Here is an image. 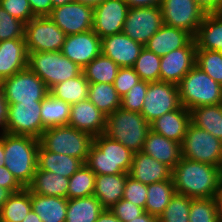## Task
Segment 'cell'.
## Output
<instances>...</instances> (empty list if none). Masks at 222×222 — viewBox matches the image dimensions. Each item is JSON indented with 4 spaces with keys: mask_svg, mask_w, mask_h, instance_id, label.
Returning <instances> with one entry per match:
<instances>
[{
    "mask_svg": "<svg viewBox=\"0 0 222 222\" xmlns=\"http://www.w3.org/2000/svg\"><path fill=\"white\" fill-rule=\"evenodd\" d=\"M221 171L218 166L182 157L172 170L176 193L192 199L214 198L220 189Z\"/></svg>",
    "mask_w": 222,
    "mask_h": 222,
    "instance_id": "obj_1",
    "label": "cell"
},
{
    "mask_svg": "<svg viewBox=\"0 0 222 222\" xmlns=\"http://www.w3.org/2000/svg\"><path fill=\"white\" fill-rule=\"evenodd\" d=\"M38 138L4 132L5 167L26 188L37 169Z\"/></svg>",
    "mask_w": 222,
    "mask_h": 222,
    "instance_id": "obj_2",
    "label": "cell"
},
{
    "mask_svg": "<svg viewBox=\"0 0 222 222\" xmlns=\"http://www.w3.org/2000/svg\"><path fill=\"white\" fill-rule=\"evenodd\" d=\"M133 154L122 143L103 133L94 137L85 164L95 175L129 173Z\"/></svg>",
    "mask_w": 222,
    "mask_h": 222,
    "instance_id": "obj_3",
    "label": "cell"
},
{
    "mask_svg": "<svg viewBox=\"0 0 222 222\" xmlns=\"http://www.w3.org/2000/svg\"><path fill=\"white\" fill-rule=\"evenodd\" d=\"M150 130V124L139 112L120 107L107 116L104 134L136 153L143 150L144 141Z\"/></svg>",
    "mask_w": 222,
    "mask_h": 222,
    "instance_id": "obj_4",
    "label": "cell"
},
{
    "mask_svg": "<svg viewBox=\"0 0 222 222\" xmlns=\"http://www.w3.org/2000/svg\"><path fill=\"white\" fill-rule=\"evenodd\" d=\"M177 86L181 105L189 111L200 106L222 103V86L196 65Z\"/></svg>",
    "mask_w": 222,
    "mask_h": 222,
    "instance_id": "obj_5",
    "label": "cell"
},
{
    "mask_svg": "<svg viewBox=\"0 0 222 222\" xmlns=\"http://www.w3.org/2000/svg\"><path fill=\"white\" fill-rule=\"evenodd\" d=\"M94 137L69 125L46 129L39 138L47 151L64 154L86 163Z\"/></svg>",
    "mask_w": 222,
    "mask_h": 222,
    "instance_id": "obj_6",
    "label": "cell"
},
{
    "mask_svg": "<svg viewBox=\"0 0 222 222\" xmlns=\"http://www.w3.org/2000/svg\"><path fill=\"white\" fill-rule=\"evenodd\" d=\"M27 67L46 84L49 90L54 85L77 77L83 72L61 51L30 52Z\"/></svg>",
    "mask_w": 222,
    "mask_h": 222,
    "instance_id": "obj_7",
    "label": "cell"
},
{
    "mask_svg": "<svg viewBox=\"0 0 222 222\" xmlns=\"http://www.w3.org/2000/svg\"><path fill=\"white\" fill-rule=\"evenodd\" d=\"M5 104L42 102L50 93L46 84L28 67L0 81Z\"/></svg>",
    "mask_w": 222,
    "mask_h": 222,
    "instance_id": "obj_8",
    "label": "cell"
},
{
    "mask_svg": "<svg viewBox=\"0 0 222 222\" xmlns=\"http://www.w3.org/2000/svg\"><path fill=\"white\" fill-rule=\"evenodd\" d=\"M182 157L218 166L222 169V141L192 123L181 143Z\"/></svg>",
    "mask_w": 222,
    "mask_h": 222,
    "instance_id": "obj_9",
    "label": "cell"
},
{
    "mask_svg": "<svg viewBox=\"0 0 222 222\" xmlns=\"http://www.w3.org/2000/svg\"><path fill=\"white\" fill-rule=\"evenodd\" d=\"M4 131L14 135H28L40 138L46 130L42 125V102H22L17 104H5Z\"/></svg>",
    "mask_w": 222,
    "mask_h": 222,
    "instance_id": "obj_10",
    "label": "cell"
},
{
    "mask_svg": "<svg viewBox=\"0 0 222 222\" xmlns=\"http://www.w3.org/2000/svg\"><path fill=\"white\" fill-rule=\"evenodd\" d=\"M66 36L49 17H34L25 24L28 53L61 51Z\"/></svg>",
    "mask_w": 222,
    "mask_h": 222,
    "instance_id": "obj_11",
    "label": "cell"
},
{
    "mask_svg": "<svg viewBox=\"0 0 222 222\" xmlns=\"http://www.w3.org/2000/svg\"><path fill=\"white\" fill-rule=\"evenodd\" d=\"M177 84L170 82H149L141 115L150 124L164 114L181 107Z\"/></svg>",
    "mask_w": 222,
    "mask_h": 222,
    "instance_id": "obj_12",
    "label": "cell"
},
{
    "mask_svg": "<svg viewBox=\"0 0 222 222\" xmlns=\"http://www.w3.org/2000/svg\"><path fill=\"white\" fill-rule=\"evenodd\" d=\"M159 7L164 25L186 30L193 37L206 15L195 0H162Z\"/></svg>",
    "mask_w": 222,
    "mask_h": 222,
    "instance_id": "obj_13",
    "label": "cell"
},
{
    "mask_svg": "<svg viewBox=\"0 0 222 222\" xmlns=\"http://www.w3.org/2000/svg\"><path fill=\"white\" fill-rule=\"evenodd\" d=\"M163 24L160 7L129 8L122 32L144 46Z\"/></svg>",
    "mask_w": 222,
    "mask_h": 222,
    "instance_id": "obj_14",
    "label": "cell"
},
{
    "mask_svg": "<svg viewBox=\"0 0 222 222\" xmlns=\"http://www.w3.org/2000/svg\"><path fill=\"white\" fill-rule=\"evenodd\" d=\"M66 35L93 29L94 8L71 2L53 8L48 16Z\"/></svg>",
    "mask_w": 222,
    "mask_h": 222,
    "instance_id": "obj_15",
    "label": "cell"
},
{
    "mask_svg": "<svg viewBox=\"0 0 222 222\" xmlns=\"http://www.w3.org/2000/svg\"><path fill=\"white\" fill-rule=\"evenodd\" d=\"M128 9L124 0H105L94 7L93 31L101 39L121 33Z\"/></svg>",
    "mask_w": 222,
    "mask_h": 222,
    "instance_id": "obj_16",
    "label": "cell"
},
{
    "mask_svg": "<svg viewBox=\"0 0 222 222\" xmlns=\"http://www.w3.org/2000/svg\"><path fill=\"white\" fill-rule=\"evenodd\" d=\"M194 38L185 46L161 57L160 81L178 84L196 64Z\"/></svg>",
    "mask_w": 222,
    "mask_h": 222,
    "instance_id": "obj_17",
    "label": "cell"
},
{
    "mask_svg": "<svg viewBox=\"0 0 222 222\" xmlns=\"http://www.w3.org/2000/svg\"><path fill=\"white\" fill-rule=\"evenodd\" d=\"M61 52L83 70L101 53V38L93 29L67 35Z\"/></svg>",
    "mask_w": 222,
    "mask_h": 222,
    "instance_id": "obj_18",
    "label": "cell"
},
{
    "mask_svg": "<svg viewBox=\"0 0 222 222\" xmlns=\"http://www.w3.org/2000/svg\"><path fill=\"white\" fill-rule=\"evenodd\" d=\"M143 47L123 32L101 39V53L119 67H133Z\"/></svg>",
    "mask_w": 222,
    "mask_h": 222,
    "instance_id": "obj_19",
    "label": "cell"
},
{
    "mask_svg": "<svg viewBox=\"0 0 222 222\" xmlns=\"http://www.w3.org/2000/svg\"><path fill=\"white\" fill-rule=\"evenodd\" d=\"M106 120L107 116L87 98L71 105L68 125L96 137L105 133Z\"/></svg>",
    "mask_w": 222,
    "mask_h": 222,
    "instance_id": "obj_20",
    "label": "cell"
},
{
    "mask_svg": "<svg viewBox=\"0 0 222 222\" xmlns=\"http://www.w3.org/2000/svg\"><path fill=\"white\" fill-rule=\"evenodd\" d=\"M129 176L149 185L172 179V169L140 151L133 154Z\"/></svg>",
    "mask_w": 222,
    "mask_h": 222,
    "instance_id": "obj_21",
    "label": "cell"
},
{
    "mask_svg": "<svg viewBox=\"0 0 222 222\" xmlns=\"http://www.w3.org/2000/svg\"><path fill=\"white\" fill-rule=\"evenodd\" d=\"M28 54L25 38L0 41V81L27 68Z\"/></svg>",
    "mask_w": 222,
    "mask_h": 222,
    "instance_id": "obj_22",
    "label": "cell"
},
{
    "mask_svg": "<svg viewBox=\"0 0 222 222\" xmlns=\"http://www.w3.org/2000/svg\"><path fill=\"white\" fill-rule=\"evenodd\" d=\"M190 123V111L181 106L155 119L150 123V128L155 133L181 144Z\"/></svg>",
    "mask_w": 222,
    "mask_h": 222,
    "instance_id": "obj_23",
    "label": "cell"
},
{
    "mask_svg": "<svg viewBox=\"0 0 222 222\" xmlns=\"http://www.w3.org/2000/svg\"><path fill=\"white\" fill-rule=\"evenodd\" d=\"M142 152L167 165L172 170L182 159L180 143L167 139L165 136L155 133L152 130L149 131L144 141Z\"/></svg>",
    "mask_w": 222,
    "mask_h": 222,
    "instance_id": "obj_24",
    "label": "cell"
},
{
    "mask_svg": "<svg viewBox=\"0 0 222 222\" xmlns=\"http://www.w3.org/2000/svg\"><path fill=\"white\" fill-rule=\"evenodd\" d=\"M193 38L186 30L163 24L144 47L162 57L171 51L185 47Z\"/></svg>",
    "mask_w": 222,
    "mask_h": 222,
    "instance_id": "obj_25",
    "label": "cell"
},
{
    "mask_svg": "<svg viewBox=\"0 0 222 222\" xmlns=\"http://www.w3.org/2000/svg\"><path fill=\"white\" fill-rule=\"evenodd\" d=\"M129 173L96 175L94 196L105 209L118 203L124 194Z\"/></svg>",
    "mask_w": 222,
    "mask_h": 222,
    "instance_id": "obj_26",
    "label": "cell"
},
{
    "mask_svg": "<svg viewBox=\"0 0 222 222\" xmlns=\"http://www.w3.org/2000/svg\"><path fill=\"white\" fill-rule=\"evenodd\" d=\"M196 50L222 53V12L206 14L194 36Z\"/></svg>",
    "mask_w": 222,
    "mask_h": 222,
    "instance_id": "obj_27",
    "label": "cell"
},
{
    "mask_svg": "<svg viewBox=\"0 0 222 222\" xmlns=\"http://www.w3.org/2000/svg\"><path fill=\"white\" fill-rule=\"evenodd\" d=\"M83 164L84 162L80 159L47 151L39 145L37 168L40 170L58 173V175L70 178Z\"/></svg>",
    "mask_w": 222,
    "mask_h": 222,
    "instance_id": "obj_28",
    "label": "cell"
},
{
    "mask_svg": "<svg viewBox=\"0 0 222 222\" xmlns=\"http://www.w3.org/2000/svg\"><path fill=\"white\" fill-rule=\"evenodd\" d=\"M68 187L69 178L37 168L30 184L26 188L35 194L67 199Z\"/></svg>",
    "mask_w": 222,
    "mask_h": 222,
    "instance_id": "obj_29",
    "label": "cell"
},
{
    "mask_svg": "<svg viewBox=\"0 0 222 222\" xmlns=\"http://www.w3.org/2000/svg\"><path fill=\"white\" fill-rule=\"evenodd\" d=\"M31 203L42 222H65L68 199L31 192Z\"/></svg>",
    "mask_w": 222,
    "mask_h": 222,
    "instance_id": "obj_30",
    "label": "cell"
},
{
    "mask_svg": "<svg viewBox=\"0 0 222 222\" xmlns=\"http://www.w3.org/2000/svg\"><path fill=\"white\" fill-rule=\"evenodd\" d=\"M104 209L94 195L68 199L65 222H96Z\"/></svg>",
    "mask_w": 222,
    "mask_h": 222,
    "instance_id": "obj_31",
    "label": "cell"
},
{
    "mask_svg": "<svg viewBox=\"0 0 222 222\" xmlns=\"http://www.w3.org/2000/svg\"><path fill=\"white\" fill-rule=\"evenodd\" d=\"M191 123L222 141V103L190 110Z\"/></svg>",
    "mask_w": 222,
    "mask_h": 222,
    "instance_id": "obj_32",
    "label": "cell"
},
{
    "mask_svg": "<svg viewBox=\"0 0 222 222\" xmlns=\"http://www.w3.org/2000/svg\"><path fill=\"white\" fill-rule=\"evenodd\" d=\"M176 190L172 179L147 185L145 212L159 217L170 203Z\"/></svg>",
    "mask_w": 222,
    "mask_h": 222,
    "instance_id": "obj_33",
    "label": "cell"
},
{
    "mask_svg": "<svg viewBox=\"0 0 222 222\" xmlns=\"http://www.w3.org/2000/svg\"><path fill=\"white\" fill-rule=\"evenodd\" d=\"M88 99L105 116L111 115L121 106V97L118 95L113 84H89Z\"/></svg>",
    "mask_w": 222,
    "mask_h": 222,
    "instance_id": "obj_34",
    "label": "cell"
},
{
    "mask_svg": "<svg viewBox=\"0 0 222 222\" xmlns=\"http://www.w3.org/2000/svg\"><path fill=\"white\" fill-rule=\"evenodd\" d=\"M71 105L50 93L43 99L41 120L45 129L68 125Z\"/></svg>",
    "mask_w": 222,
    "mask_h": 222,
    "instance_id": "obj_35",
    "label": "cell"
},
{
    "mask_svg": "<svg viewBox=\"0 0 222 222\" xmlns=\"http://www.w3.org/2000/svg\"><path fill=\"white\" fill-rule=\"evenodd\" d=\"M89 83L82 72L79 76L70 78L54 85L50 94L70 105L84 101L88 98Z\"/></svg>",
    "mask_w": 222,
    "mask_h": 222,
    "instance_id": "obj_36",
    "label": "cell"
},
{
    "mask_svg": "<svg viewBox=\"0 0 222 222\" xmlns=\"http://www.w3.org/2000/svg\"><path fill=\"white\" fill-rule=\"evenodd\" d=\"M32 209L31 192L27 188L13 193L0 209V221L22 222Z\"/></svg>",
    "mask_w": 222,
    "mask_h": 222,
    "instance_id": "obj_37",
    "label": "cell"
},
{
    "mask_svg": "<svg viewBox=\"0 0 222 222\" xmlns=\"http://www.w3.org/2000/svg\"><path fill=\"white\" fill-rule=\"evenodd\" d=\"M119 66L109 57L100 53L95 59L83 68V73L89 84H113L119 71Z\"/></svg>",
    "mask_w": 222,
    "mask_h": 222,
    "instance_id": "obj_38",
    "label": "cell"
},
{
    "mask_svg": "<svg viewBox=\"0 0 222 222\" xmlns=\"http://www.w3.org/2000/svg\"><path fill=\"white\" fill-rule=\"evenodd\" d=\"M95 173L84 163L70 178L67 199L89 197L95 191Z\"/></svg>",
    "mask_w": 222,
    "mask_h": 222,
    "instance_id": "obj_39",
    "label": "cell"
},
{
    "mask_svg": "<svg viewBox=\"0 0 222 222\" xmlns=\"http://www.w3.org/2000/svg\"><path fill=\"white\" fill-rule=\"evenodd\" d=\"M161 57L143 47L133 66L140 80L148 82L160 81Z\"/></svg>",
    "mask_w": 222,
    "mask_h": 222,
    "instance_id": "obj_40",
    "label": "cell"
},
{
    "mask_svg": "<svg viewBox=\"0 0 222 222\" xmlns=\"http://www.w3.org/2000/svg\"><path fill=\"white\" fill-rule=\"evenodd\" d=\"M189 222H222L216 197L192 199Z\"/></svg>",
    "mask_w": 222,
    "mask_h": 222,
    "instance_id": "obj_41",
    "label": "cell"
},
{
    "mask_svg": "<svg viewBox=\"0 0 222 222\" xmlns=\"http://www.w3.org/2000/svg\"><path fill=\"white\" fill-rule=\"evenodd\" d=\"M192 198L175 193L164 212L158 217V222H189Z\"/></svg>",
    "mask_w": 222,
    "mask_h": 222,
    "instance_id": "obj_42",
    "label": "cell"
},
{
    "mask_svg": "<svg viewBox=\"0 0 222 222\" xmlns=\"http://www.w3.org/2000/svg\"><path fill=\"white\" fill-rule=\"evenodd\" d=\"M196 66L222 86V53L211 50H196Z\"/></svg>",
    "mask_w": 222,
    "mask_h": 222,
    "instance_id": "obj_43",
    "label": "cell"
},
{
    "mask_svg": "<svg viewBox=\"0 0 222 222\" xmlns=\"http://www.w3.org/2000/svg\"><path fill=\"white\" fill-rule=\"evenodd\" d=\"M25 22L11 16L0 6V41L25 37Z\"/></svg>",
    "mask_w": 222,
    "mask_h": 222,
    "instance_id": "obj_44",
    "label": "cell"
},
{
    "mask_svg": "<svg viewBox=\"0 0 222 222\" xmlns=\"http://www.w3.org/2000/svg\"><path fill=\"white\" fill-rule=\"evenodd\" d=\"M148 85V81L140 80L121 98L120 107L124 110L141 113Z\"/></svg>",
    "mask_w": 222,
    "mask_h": 222,
    "instance_id": "obj_45",
    "label": "cell"
},
{
    "mask_svg": "<svg viewBox=\"0 0 222 222\" xmlns=\"http://www.w3.org/2000/svg\"><path fill=\"white\" fill-rule=\"evenodd\" d=\"M147 185L143 184L129 175L125 183L123 198L126 201L141 207L145 211V205L147 201Z\"/></svg>",
    "mask_w": 222,
    "mask_h": 222,
    "instance_id": "obj_46",
    "label": "cell"
},
{
    "mask_svg": "<svg viewBox=\"0 0 222 222\" xmlns=\"http://www.w3.org/2000/svg\"><path fill=\"white\" fill-rule=\"evenodd\" d=\"M140 81L133 67H120L114 80V88L122 98Z\"/></svg>",
    "mask_w": 222,
    "mask_h": 222,
    "instance_id": "obj_47",
    "label": "cell"
},
{
    "mask_svg": "<svg viewBox=\"0 0 222 222\" xmlns=\"http://www.w3.org/2000/svg\"><path fill=\"white\" fill-rule=\"evenodd\" d=\"M0 6L11 16L25 23L34 18L28 0H0Z\"/></svg>",
    "mask_w": 222,
    "mask_h": 222,
    "instance_id": "obj_48",
    "label": "cell"
},
{
    "mask_svg": "<svg viewBox=\"0 0 222 222\" xmlns=\"http://www.w3.org/2000/svg\"><path fill=\"white\" fill-rule=\"evenodd\" d=\"M110 210L121 222H129L145 212L143 208L125 199H121L118 203L114 204Z\"/></svg>",
    "mask_w": 222,
    "mask_h": 222,
    "instance_id": "obj_49",
    "label": "cell"
},
{
    "mask_svg": "<svg viewBox=\"0 0 222 222\" xmlns=\"http://www.w3.org/2000/svg\"><path fill=\"white\" fill-rule=\"evenodd\" d=\"M0 186L10 190L12 193L19 192L23 189L5 166L0 167Z\"/></svg>",
    "mask_w": 222,
    "mask_h": 222,
    "instance_id": "obj_50",
    "label": "cell"
},
{
    "mask_svg": "<svg viewBox=\"0 0 222 222\" xmlns=\"http://www.w3.org/2000/svg\"><path fill=\"white\" fill-rule=\"evenodd\" d=\"M34 17H48L53 9L52 0H28Z\"/></svg>",
    "mask_w": 222,
    "mask_h": 222,
    "instance_id": "obj_51",
    "label": "cell"
},
{
    "mask_svg": "<svg viewBox=\"0 0 222 222\" xmlns=\"http://www.w3.org/2000/svg\"><path fill=\"white\" fill-rule=\"evenodd\" d=\"M195 2L206 14L222 12V0H195Z\"/></svg>",
    "mask_w": 222,
    "mask_h": 222,
    "instance_id": "obj_52",
    "label": "cell"
},
{
    "mask_svg": "<svg viewBox=\"0 0 222 222\" xmlns=\"http://www.w3.org/2000/svg\"><path fill=\"white\" fill-rule=\"evenodd\" d=\"M129 8L136 7H159L162 0H124Z\"/></svg>",
    "mask_w": 222,
    "mask_h": 222,
    "instance_id": "obj_53",
    "label": "cell"
},
{
    "mask_svg": "<svg viewBox=\"0 0 222 222\" xmlns=\"http://www.w3.org/2000/svg\"><path fill=\"white\" fill-rule=\"evenodd\" d=\"M96 222H121L117 216L110 210L104 209Z\"/></svg>",
    "mask_w": 222,
    "mask_h": 222,
    "instance_id": "obj_54",
    "label": "cell"
},
{
    "mask_svg": "<svg viewBox=\"0 0 222 222\" xmlns=\"http://www.w3.org/2000/svg\"><path fill=\"white\" fill-rule=\"evenodd\" d=\"M6 105L0 91V133L4 131Z\"/></svg>",
    "mask_w": 222,
    "mask_h": 222,
    "instance_id": "obj_55",
    "label": "cell"
},
{
    "mask_svg": "<svg viewBox=\"0 0 222 222\" xmlns=\"http://www.w3.org/2000/svg\"><path fill=\"white\" fill-rule=\"evenodd\" d=\"M129 222H158V218L148 212H144L139 217H136Z\"/></svg>",
    "mask_w": 222,
    "mask_h": 222,
    "instance_id": "obj_56",
    "label": "cell"
},
{
    "mask_svg": "<svg viewBox=\"0 0 222 222\" xmlns=\"http://www.w3.org/2000/svg\"><path fill=\"white\" fill-rule=\"evenodd\" d=\"M12 194L10 190L0 186V209Z\"/></svg>",
    "mask_w": 222,
    "mask_h": 222,
    "instance_id": "obj_57",
    "label": "cell"
},
{
    "mask_svg": "<svg viewBox=\"0 0 222 222\" xmlns=\"http://www.w3.org/2000/svg\"><path fill=\"white\" fill-rule=\"evenodd\" d=\"M5 166L4 132L0 133V167Z\"/></svg>",
    "mask_w": 222,
    "mask_h": 222,
    "instance_id": "obj_58",
    "label": "cell"
},
{
    "mask_svg": "<svg viewBox=\"0 0 222 222\" xmlns=\"http://www.w3.org/2000/svg\"><path fill=\"white\" fill-rule=\"evenodd\" d=\"M22 222H42L40 217L31 209Z\"/></svg>",
    "mask_w": 222,
    "mask_h": 222,
    "instance_id": "obj_59",
    "label": "cell"
},
{
    "mask_svg": "<svg viewBox=\"0 0 222 222\" xmlns=\"http://www.w3.org/2000/svg\"><path fill=\"white\" fill-rule=\"evenodd\" d=\"M104 1L105 0H73V2L85 4V5L91 6L93 8L100 5Z\"/></svg>",
    "mask_w": 222,
    "mask_h": 222,
    "instance_id": "obj_60",
    "label": "cell"
},
{
    "mask_svg": "<svg viewBox=\"0 0 222 222\" xmlns=\"http://www.w3.org/2000/svg\"><path fill=\"white\" fill-rule=\"evenodd\" d=\"M217 199V205H218V210H219V214L222 220V186L220 185V189L219 192L216 196Z\"/></svg>",
    "mask_w": 222,
    "mask_h": 222,
    "instance_id": "obj_61",
    "label": "cell"
},
{
    "mask_svg": "<svg viewBox=\"0 0 222 222\" xmlns=\"http://www.w3.org/2000/svg\"><path fill=\"white\" fill-rule=\"evenodd\" d=\"M73 2V0H52L53 8Z\"/></svg>",
    "mask_w": 222,
    "mask_h": 222,
    "instance_id": "obj_62",
    "label": "cell"
},
{
    "mask_svg": "<svg viewBox=\"0 0 222 222\" xmlns=\"http://www.w3.org/2000/svg\"><path fill=\"white\" fill-rule=\"evenodd\" d=\"M220 185L222 186V171H221V184Z\"/></svg>",
    "mask_w": 222,
    "mask_h": 222,
    "instance_id": "obj_63",
    "label": "cell"
}]
</instances>
